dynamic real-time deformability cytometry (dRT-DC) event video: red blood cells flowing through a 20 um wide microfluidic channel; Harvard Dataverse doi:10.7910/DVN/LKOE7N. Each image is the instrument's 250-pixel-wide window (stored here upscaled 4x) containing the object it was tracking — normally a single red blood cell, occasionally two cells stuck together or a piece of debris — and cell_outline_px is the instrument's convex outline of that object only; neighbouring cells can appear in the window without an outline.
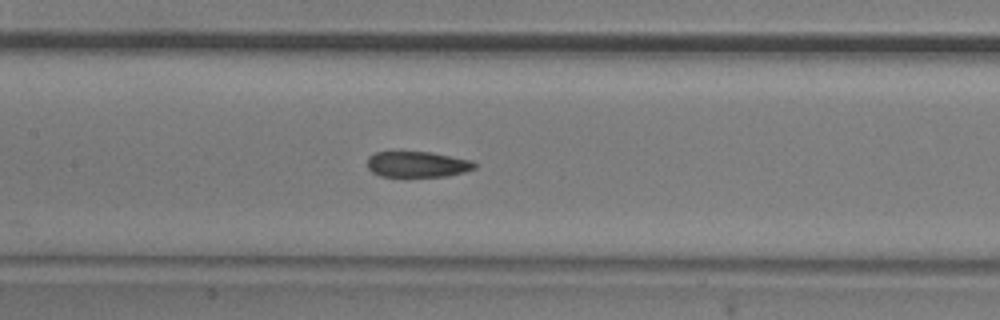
{"species": "common noctule bat (a hibernating species)", "species_latin": "Nyctalus noctula", "temperature_condition": "room temperature", "stored_images_in_passage": 8, "camera_frame_rate_fps": 3000, "um_per_image_px": 0.085, "animal": {"sex": "male", "body_mass_g": 20.5, "forearm_length_mm": 52.5}, "frame": {"image": 1, "passage_image": 8, "time_ms": 2.333, "image_size_px": [1000, 320], "cell_outline_px": [[476, 168], [464, 172], [448, 176], [380, 176], [372, 172], [368, 168], [368, 156], [376, 152], [432, 152], [472, 160], [476, 164]], "centroid_in_image_um": [35.5, 13.96], "position_along_channel_um": 171.9, "area_um2": 16.13}}